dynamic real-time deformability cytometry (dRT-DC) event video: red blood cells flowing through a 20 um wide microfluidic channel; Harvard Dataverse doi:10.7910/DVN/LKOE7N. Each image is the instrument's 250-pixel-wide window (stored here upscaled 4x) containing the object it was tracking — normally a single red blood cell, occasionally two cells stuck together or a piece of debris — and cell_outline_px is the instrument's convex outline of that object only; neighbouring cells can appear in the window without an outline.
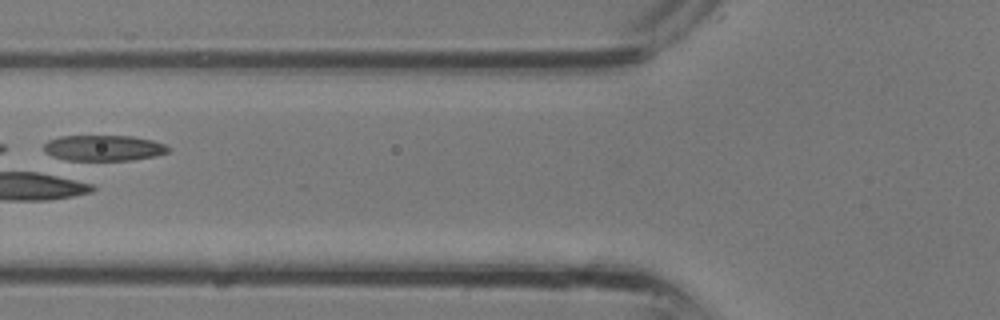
{"species": "common noctule bat (a hibernating species)", "species_latin": "Nyctalus noctula", "temperature_condition": "room temperature", "stored_images_in_passage": 32, "camera_frame_rate_fps": 3000, "um_per_image_px": 0.085, "animal": {"sex": "male", "body_mass_g": 13.3}, "frame": {"image": 1, "passage_image": 14, "time_ms": 4.333, "image_size_px": [1000, 320], "cell_outline_px": [[172, 148], [168, 152], [156, 156], [132, 160], [68, 160], [52, 156], [44, 152], [44, 144], [48, 140], [60, 136], [132, 136], [152, 140], [164, 144]], "centroid_in_image_um": [8.82, 12.58], "position_along_channel_um": 117.0, "area_um2": 18.73}}